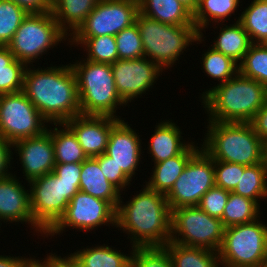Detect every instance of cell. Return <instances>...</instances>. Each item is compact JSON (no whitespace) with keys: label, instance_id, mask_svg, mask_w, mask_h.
<instances>
[{"label":"cell","instance_id":"26","mask_svg":"<svg viewBox=\"0 0 267 267\" xmlns=\"http://www.w3.org/2000/svg\"><path fill=\"white\" fill-rule=\"evenodd\" d=\"M220 27V33L213 42L212 48L240 63L253 44L249 34L239 22Z\"/></svg>","mask_w":267,"mask_h":267},{"label":"cell","instance_id":"46","mask_svg":"<svg viewBox=\"0 0 267 267\" xmlns=\"http://www.w3.org/2000/svg\"><path fill=\"white\" fill-rule=\"evenodd\" d=\"M250 124L255 134L267 145V101L254 115Z\"/></svg>","mask_w":267,"mask_h":267},{"label":"cell","instance_id":"40","mask_svg":"<svg viewBox=\"0 0 267 267\" xmlns=\"http://www.w3.org/2000/svg\"><path fill=\"white\" fill-rule=\"evenodd\" d=\"M246 166L225 161H214L215 186L232 192Z\"/></svg>","mask_w":267,"mask_h":267},{"label":"cell","instance_id":"49","mask_svg":"<svg viewBox=\"0 0 267 267\" xmlns=\"http://www.w3.org/2000/svg\"><path fill=\"white\" fill-rule=\"evenodd\" d=\"M51 254V258L42 267H59V256Z\"/></svg>","mask_w":267,"mask_h":267},{"label":"cell","instance_id":"1","mask_svg":"<svg viewBox=\"0 0 267 267\" xmlns=\"http://www.w3.org/2000/svg\"><path fill=\"white\" fill-rule=\"evenodd\" d=\"M26 68L22 92L50 123H65L81 115L77 79L71 63ZM40 69V70H39Z\"/></svg>","mask_w":267,"mask_h":267},{"label":"cell","instance_id":"10","mask_svg":"<svg viewBox=\"0 0 267 267\" xmlns=\"http://www.w3.org/2000/svg\"><path fill=\"white\" fill-rule=\"evenodd\" d=\"M224 230L220 219L211 217L198 206L172 209L170 241L174 243L218 252Z\"/></svg>","mask_w":267,"mask_h":267},{"label":"cell","instance_id":"51","mask_svg":"<svg viewBox=\"0 0 267 267\" xmlns=\"http://www.w3.org/2000/svg\"><path fill=\"white\" fill-rule=\"evenodd\" d=\"M59 267H75L65 257L59 256Z\"/></svg>","mask_w":267,"mask_h":267},{"label":"cell","instance_id":"28","mask_svg":"<svg viewBox=\"0 0 267 267\" xmlns=\"http://www.w3.org/2000/svg\"><path fill=\"white\" fill-rule=\"evenodd\" d=\"M54 125V130L51 128V139L54 145L55 163H82L85 161L88 157L73 131L65 123H54Z\"/></svg>","mask_w":267,"mask_h":267},{"label":"cell","instance_id":"21","mask_svg":"<svg viewBox=\"0 0 267 267\" xmlns=\"http://www.w3.org/2000/svg\"><path fill=\"white\" fill-rule=\"evenodd\" d=\"M200 149L192 142L180 155L155 163L152 177L146 182V186L158 193L167 195L178 177L183 172L191 157Z\"/></svg>","mask_w":267,"mask_h":267},{"label":"cell","instance_id":"48","mask_svg":"<svg viewBox=\"0 0 267 267\" xmlns=\"http://www.w3.org/2000/svg\"><path fill=\"white\" fill-rule=\"evenodd\" d=\"M51 255H47L45 260L40 261L39 259L33 258H25L17 267H42L49 259Z\"/></svg>","mask_w":267,"mask_h":267},{"label":"cell","instance_id":"22","mask_svg":"<svg viewBox=\"0 0 267 267\" xmlns=\"http://www.w3.org/2000/svg\"><path fill=\"white\" fill-rule=\"evenodd\" d=\"M79 189L95 198L108 201L115 209L122 199V192L104 177L95 158H87L82 162Z\"/></svg>","mask_w":267,"mask_h":267},{"label":"cell","instance_id":"12","mask_svg":"<svg viewBox=\"0 0 267 267\" xmlns=\"http://www.w3.org/2000/svg\"><path fill=\"white\" fill-rule=\"evenodd\" d=\"M214 186V160L200 148L166 195L167 203L171 210L198 206L202 196Z\"/></svg>","mask_w":267,"mask_h":267},{"label":"cell","instance_id":"34","mask_svg":"<svg viewBox=\"0 0 267 267\" xmlns=\"http://www.w3.org/2000/svg\"><path fill=\"white\" fill-rule=\"evenodd\" d=\"M70 40V41H69ZM70 45H81L87 51V60L95 63L113 64L119 59L115 36L104 35L91 38H69Z\"/></svg>","mask_w":267,"mask_h":267},{"label":"cell","instance_id":"35","mask_svg":"<svg viewBox=\"0 0 267 267\" xmlns=\"http://www.w3.org/2000/svg\"><path fill=\"white\" fill-rule=\"evenodd\" d=\"M201 59L205 73L209 77L217 79L220 82L219 84L225 83L239 73V64L236 61L214 50L212 47H209L202 54Z\"/></svg>","mask_w":267,"mask_h":267},{"label":"cell","instance_id":"4","mask_svg":"<svg viewBox=\"0 0 267 267\" xmlns=\"http://www.w3.org/2000/svg\"><path fill=\"white\" fill-rule=\"evenodd\" d=\"M201 148L214 160L252 166L266 159V144L250 123L208 122Z\"/></svg>","mask_w":267,"mask_h":267},{"label":"cell","instance_id":"50","mask_svg":"<svg viewBox=\"0 0 267 267\" xmlns=\"http://www.w3.org/2000/svg\"><path fill=\"white\" fill-rule=\"evenodd\" d=\"M185 5L192 13L196 10L199 0H178Z\"/></svg>","mask_w":267,"mask_h":267},{"label":"cell","instance_id":"13","mask_svg":"<svg viewBox=\"0 0 267 267\" xmlns=\"http://www.w3.org/2000/svg\"><path fill=\"white\" fill-rule=\"evenodd\" d=\"M138 0H100L71 38L117 35L135 23Z\"/></svg>","mask_w":267,"mask_h":267},{"label":"cell","instance_id":"20","mask_svg":"<svg viewBox=\"0 0 267 267\" xmlns=\"http://www.w3.org/2000/svg\"><path fill=\"white\" fill-rule=\"evenodd\" d=\"M181 134L180 128L172 120H164L155 126L148 147L154 164L180 155L191 144L183 142Z\"/></svg>","mask_w":267,"mask_h":267},{"label":"cell","instance_id":"15","mask_svg":"<svg viewBox=\"0 0 267 267\" xmlns=\"http://www.w3.org/2000/svg\"><path fill=\"white\" fill-rule=\"evenodd\" d=\"M111 68L118 95L126 105L149 91L164 71L146 57L118 59L111 64Z\"/></svg>","mask_w":267,"mask_h":267},{"label":"cell","instance_id":"5","mask_svg":"<svg viewBox=\"0 0 267 267\" xmlns=\"http://www.w3.org/2000/svg\"><path fill=\"white\" fill-rule=\"evenodd\" d=\"M74 63L71 66L77 79L81 115L119 118L116 110L126 104L118 95L111 64L87 59Z\"/></svg>","mask_w":267,"mask_h":267},{"label":"cell","instance_id":"29","mask_svg":"<svg viewBox=\"0 0 267 267\" xmlns=\"http://www.w3.org/2000/svg\"><path fill=\"white\" fill-rule=\"evenodd\" d=\"M239 3L240 0H199L197 8L193 12V22L198 33H202L209 22L220 24L226 19L229 20Z\"/></svg>","mask_w":267,"mask_h":267},{"label":"cell","instance_id":"9","mask_svg":"<svg viewBox=\"0 0 267 267\" xmlns=\"http://www.w3.org/2000/svg\"><path fill=\"white\" fill-rule=\"evenodd\" d=\"M67 37L51 12L27 14L7 47L18 61L28 66Z\"/></svg>","mask_w":267,"mask_h":267},{"label":"cell","instance_id":"2","mask_svg":"<svg viewBox=\"0 0 267 267\" xmlns=\"http://www.w3.org/2000/svg\"><path fill=\"white\" fill-rule=\"evenodd\" d=\"M116 209V227L130 235L131 247L165 246L171 240L172 210L165 195L147 186Z\"/></svg>","mask_w":267,"mask_h":267},{"label":"cell","instance_id":"47","mask_svg":"<svg viewBox=\"0 0 267 267\" xmlns=\"http://www.w3.org/2000/svg\"><path fill=\"white\" fill-rule=\"evenodd\" d=\"M26 257L0 255V267H17Z\"/></svg>","mask_w":267,"mask_h":267},{"label":"cell","instance_id":"24","mask_svg":"<svg viewBox=\"0 0 267 267\" xmlns=\"http://www.w3.org/2000/svg\"><path fill=\"white\" fill-rule=\"evenodd\" d=\"M139 12L168 25H194L193 13L178 0H138Z\"/></svg>","mask_w":267,"mask_h":267},{"label":"cell","instance_id":"45","mask_svg":"<svg viewBox=\"0 0 267 267\" xmlns=\"http://www.w3.org/2000/svg\"><path fill=\"white\" fill-rule=\"evenodd\" d=\"M11 148H13L12 143L0 136V178H6L12 174L8 172V168H11L10 162L14 159L11 156L13 155Z\"/></svg>","mask_w":267,"mask_h":267},{"label":"cell","instance_id":"6","mask_svg":"<svg viewBox=\"0 0 267 267\" xmlns=\"http://www.w3.org/2000/svg\"><path fill=\"white\" fill-rule=\"evenodd\" d=\"M135 22L140 32L144 57L164 70L175 64L187 46L204 41V34H199L195 25H168L140 12L137 13Z\"/></svg>","mask_w":267,"mask_h":267},{"label":"cell","instance_id":"27","mask_svg":"<svg viewBox=\"0 0 267 267\" xmlns=\"http://www.w3.org/2000/svg\"><path fill=\"white\" fill-rule=\"evenodd\" d=\"M173 267H219L218 252L205 248L192 247L169 241L165 246Z\"/></svg>","mask_w":267,"mask_h":267},{"label":"cell","instance_id":"7","mask_svg":"<svg viewBox=\"0 0 267 267\" xmlns=\"http://www.w3.org/2000/svg\"><path fill=\"white\" fill-rule=\"evenodd\" d=\"M260 218L225 228L218 251L224 267H264L267 258V224Z\"/></svg>","mask_w":267,"mask_h":267},{"label":"cell","instance_id":"18","mask_svg":"<svg viewBox=\"0 0 267 267\" xmlns=\"http://www.w3.org/2000/svg\"><path fill=\"white\" fill-rule=\"evenodd\" d=\"M16 175L0 178V224L3 222L28 223L35 232L46 235L35 223L32 217L30 191L25 189ZM20 221V222H19Z\"/></svg>","mask_w":267,"mask_h":267},{"label":"cell","instance_id":"19","mask_svg":"<svg viewBox=\"0 0 267 267\" xmlns=\"http://www.w3.org/2000/svg\"><path fill=\"white\" fill-rule=\"evenodd\" d=\"M141 147L139 135L129 126L128 122L121 119L110 132L105 153L132 179L140 164Z\"/></svg>","mask_w":267,"mask_h":267},{"label":"cell","instance_id":"14","mask_svg":"<svg viewBox=\"0 0 267 267\" xmlns=\"http://www.w3.org/2000/svg\"><path fill=\"white\" fill-rule=\"evenodd\" d=\"M103 224L116 227V209L108 201L79 190L69 201L65 214L45 237L59 235L67 227L90 232Z\"/></svg>","mask_w":267,"mask_h":267},{"label":"cell","instance_id":"11","mask_svg":"<svg viewBox=\"0 0 267 267\" xmlns=\"http://www.w3.org/2000/svg\"><path fill=\"white\" fill-rule=\"evenodd\" d=\"M49 123L21 91L0 95V136L12 144L43 134Z\"/></svg>","mask_w":267,"mask_h":267},{"label":"cell","instance_id":"30","mask_svg":"<svg viewBox=\"0 0 267 267\" xmlns=\"http://www.w3.org/2000/svg\"><path fill=\"white\" fill-rule=\"evenodd\" d=\"M26 68L7 46H0V95L22 91Z\"/></svg>","mask_w":267,"mask_h":267},{"label":"cell","instance_id":"16","mask_svg":"<svg viewBox=\"0 0 267 267\" xmlns=\"http://www.w3.org/2000/svg\"><path fill=\"white\" fill-rule=\"evenodd\" d=\"M12 147L18 151L16 153L27 182L53 172L56 163L51 127L39 136L14 142Z\"/></svg>","mask_w":267,"mask_h":267},{"label":"cell","instance_id":"25","mask_svg":"<svg viewBox=\"0 0 267 267\" xmlns=\"http://www.w3.org/2000/svg\"><path fill=\"white\" fill-rule=\"evenodd\" d=\"M99 1L100 0H51V13L60 28L68 36H71L85 21ZM67 31L70 33L68 34Z\"/></svg>","mask_w":267,"mask_h":267},{"label":"cell","instance_id":"38","mask_svg":"<svg viewBox=\"0 0 267 267\" xmlns=\"http://www.w3.org/2000/svg\"><path fill=\"white\" fill-rule=\"evenodd\" d=\"M130 267H173L164 246L133 247Z\"/></svg>","mask_w":267,"mask_h":267},{"label":"cell","instance_id":"17","mask_svg":"<svg viewBox=\"0 0 267 267\" xmlns=\"http://www.w3.org/2000/svg\"><path fill=\"white\" fill-rule=\"evenodd\" d=\"M121 120L112 116L79 115L65 124L73 131L88 158L106 152L112 128Z\"/></svg>","mask_w":267,"mask_h":267},{"label":"cell","instance_id":"44","mask_svg":"<svg viewBox=\"0 0 267 267\" xmlns=\"http://www.w3.org/2000/svg\"><path fill=\"white\" fill-rule=\"evenodd\" d=\"M20 6L27 14L51 12V0H9Z\"/></svg>","mask_w":267,"mask_h":267},{"label":"cell","instance_id":"23","mask_svg":"<svg viewBox=\"0 0 267 267\" xmlns=\"http://www.w3.org/2000/svg\"><path fill=\"white\" fill-rule=\"evenodd\" d=\"M106 244L86 247L65 258L75 267H130L131 256Z\"/></svg>","mask_w":267,"mask_h":267},{"label":"cell","instance_id":"43","mask_svg":"<svg viewBox=\"0 0 267 267\" xmlns=\"http://www.w3.org/2000/svg\"><path fill=\"white\" fill-rule=\"evenodd\" d=\"M82 163L55 164L53 173L62 181L80 182Z\"/></svg>","mask_w":267,"mask_h":267},{"label":"cell","instance_id":"39","mask_svg":"<svg viewBox=\"0 0 267 267\" xmlns=\"http://www.w3.org/2000/svg\"><path fill=\"white\" fill-rule=\"evenodd\" d=\"M119 59L144 57L142 40L136 22L115 35Z\"/></svg>","mask_w":267,"mask_h":267},{"label":"cell","instance_id":"42","mask_svg":"<svg viewBox=\"0 0 267 267\" xmlns=\"http://www.w3.org/2000/svg\"><path fill=\"white\" fill-rule=\"evenodd\" d=\"M98 163L104 177L115 186L120 192L129 186L131 179L118 167L106 153L94 157Z\"/></svg>","mask_w":267,"mask_h":267},{"label":"cell","instance_id":"31","mask_svg":"<svg viewBox=\"0 0 267 267\" xmlns=\"http://www.w3.org/2000/svg\"><path fill=\"white\" fill-rule=\"evenodd\" d=\"M257 203L267 198V160L262 163L246 166L239 183L232 191Z\"/></svg>","mask_w":267,"mask_h":267},{"label":"cell","instance_id":"3","mask_svg":"<svg viewBox=\"0 0 267 267\" xmlns=\"http://www.w3.org/2000/svg\"><path fill=\"white\" fill-rule=\"evenodd\" d=\"M201 95L208 122L250 123L267 101V87L238 73Z\"/></svg>","mask_w":267,"mask_h":267},{"label":"cell","instance_id":"36","mask_svg":"<svg viewBox=\"0 0 267 267\" xmlns=\"http://www.w3.org/2000/svg\"><path fill=\"white\" fill-rule=\"evenodd\" d=\"M239 73L267 87V44H252L239 63Z\"/></svg>","mask_w":267,"mask_h":267},{"label":"cell","instance_id":"37","mask_svg":"<svg viewBox=\"0 0 267 267\" xmlns=\"http://www.w3.org/2000/svg\"><path fill=\"white\" fill-rule=\"evenodd\" d=\"M27 13L16 3L0 0V46H7Z\"/></svg>","mask_w":267,"mask_h":267},{"label":"cell","instance_id":"41","mask_svg":"<svg viewBox=\"0 0 267 267\" xmlns=\"http://www.w3.org/2000/svg\"><path fill=\"white\" fill-rule=\"evenodd\" d=\"M230 191L214 186L201 198L198 207L211 217L221 220Z\"/></svg>","mask_w":267,"mask_h":267},{"label":"cell","instance_id":"32","mask_svg":"<svg viewBox=\"0 0 267 267\" xmlns=\"http://www.w3.org/2000/svg\"><path fill=\"white\" fill-rule=\"evenodd\" d=\"M259 205L256 201L230 192L221 218L223 226L228 228L260 218Z\"/></svg>","mask_w":267,"mask_h":267},{"label":"cell","instance_id":"33","mask_svg":"<svg viewBox=\"0 0 267 267\" xmlns=\"http://www.w3.org/2000/svg\"><path fill=\"white\" fill-rule=\"evenodd\" d=\"M236 22L243 26L253 44H267V0H253Z\"/></svg>","mask_w":267,"mask_h":267},{"label":"cell","instance_id":"8","mask_svg":"<svg viewBox=\"0 0 267 267\" xmlns=\"http://www.w3.org/2000/svg\"><path fill=\"white\" fill-rule=\"evenodd\" d=\"M28 183L34 223L47 234L65 214L80 182L62 181L51 172Z\"/></svg>","mask_w":267,"mask_h":267}]
</instances>
